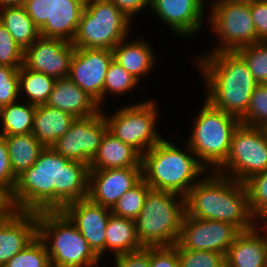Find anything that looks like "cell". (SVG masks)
I'll list each match as a JSON object with an SVG mask.
<instances>
[{"label": "cell", "instance_id": "8fae6325", "mask_svg": "<svg viewBox=\"0 0 267 267\" xmlns=\"http://www.w3.org/2000/svg\"><path fill=\"white\" fill-rule=\"evenodd\" d=\"M210 23L221 45L212 51H237L258 42L250 2H225L211 8Z\"/></svg>", "mask_w": 267, "mask_h": 267}, {"label": "cell", "instance_id": "e0dca14e", "mask_svg": "<svg viewBox=\"0 0 267 267\" xmlns=\"http://www.w3.org/2000/svg\"><path fill=\"white\" fill-rule=\"evenodd\" d=\"M62 211L76 225L88 245L101 258L105 251V230L112 214L111 210L86 198L67 204Z\"/></svg>", "mask_w": 267, "mask_h": 267}, {"label": "cell", "instance_id": "bcb514c9", "mask_svg": "<svg viewBox=\"0 0 267 267\" xmlns=\"http://www.w3.org/2000/svg\"><path fill=\"white\" fill-rule=\"evenodd\" d=\"M15 210L12 194L4 186L0 185V217L11 214Z\"/></svg>", "mask_w": 267, "mask_h": 267}, {"label": "cell", "instance_id": "44dd1931", "mask_svg": "<svg viewBox=\"0 0 267 267\" xmlns=\"http://www.w3.org/2000/svg\"><path fill=\"white\" fill-rule=\"evenodd\" d=\"M258 232L255 227L235 238L225 256L230 267H267V236Z\"/></svg>", "mask_w": 267, "mask_h": 267}, {"label": "cell", "instance_id": "7dc6e473", "mask_svg": "<svg viewBox=\"0 0 267 267\" xmlns=\"http://www.w3.org/2000/svg\"><path fill=\"white\" fill-rule=\"evenodd\" d=\"M26 0H0V8L22 7Z\"/></svg>", "mask_w": 267, "mask_h": 267}, {"label": "cell", "instance_id": "277c9868", "mask_svg": "<svg viewBox=\"0 0 267 267\" xmlns=\"http://www.w3.org/2000/svg\"><path fill=\"white\" fill-rule=\"evenodd\" d=\"M187 149L191 154L163 138L142 155L143 180L151 189L171 191L185 197L198 182L195 178L206 171L189 146Z\"/></svg>", "mask_w": 267, "mask_h": 267}, {"label": "cell", "instance_id": "b9f144b4", "mask_svg": "<svg viewBox=\"0 0 267 267\" xmlns=\"http://www.w3.org/2000/svg\"><path fill=\"white\" fill-rule=\"evenodd\" d=\"M150 267H179L177 247H150Z\"/></svg>", "mask_w": 267, "mask_h": 267}, {"label": "cell", "instance_id": "d6986e66", "mask_svg": "<svg viewBox=\"0 0 267 267\" xmlns=\"http://www.w3.org/2000/svg\"><path fill=\"white\" fill-rule=\"evenodd\" d=\"M204 0H151L150 8L178 35L199 31Z\"/></svg>", "mask_w": 267, "mask_h": 267}, {"label": "cell", "instance_id": "d4e9b609", "mask_svg": "<svg viewBox=\"0 0 267 267\" xmlns=\"http://www.w3.org/2000/svg\"><path fill=\"white\" fill-rule=\"evenodd\" d=\"M123 42L112 49L113 59L139 81L141 76L154 68V53L142 39L128 44Z\"/></svg>", "mask_w": 267, "mask_h": 267}, {"label": "cell", "instance_id": "2e32d148", "mask_svg": "<svg viewBox=\"0 0 267 267\" xmlns=\"http://www.w3.org/2000/svg\"><path fill=\"white\" fill-rule=\"evenodd\" d=\"M142 179V167L89 170L87 198L111 209L125 192Z\"/></svg>", "mask_w": 267, "mask_h": 267}, {"label": "cell", "instance_id": "7a4b0ae2", "mask_svg": "<svg viewBox=\"0 0 267 267\" xmlns=\"http://www.w3.org/2000/svg\"><path fill=\"white\" fill-rule=\"evenodd\" d=\"M198 180L185 196L188 216L227 222L241 232L257 227L252 223L254 218L244 183L227 177L226 171Z\"/></svg>", "mask_w": 267, "mask_h": 267}, {"label": "cell", "instance_id": "603a6c76", "mask_svg": "<svg viewBox=\"0 0 267 267\" xmlns=\"http://www.w3.org/2000/svg\"><path fill=\"white\" fill-rule=\"evenodd\" d=\"M142 155L125 144L108 130L102 137L99 149L90 162V170L109 168L142 167Z\"/></svg>", "mask_w": 267, "mask_h": 267}, {"label": "cell", "instance_id": "60d3db41", "mask_svg": "<svg viewBox=\"0 0 267 267\" xmlns=\"http://www.w3.org/2000/svg\"><path fill=\"white\" fill-rule=\"evenodd\" d=\"M16 182L17 177L10 166L6 140L4 136L0 135V185L4 186L12 194Z\"/></svg>", "mask_w": 267, "mask_h": 267}, {"label": "cell", "instance_id": "4fadbf2b", "mask_svg": "<svg viewBox=\"0 0 267 267\" xmlns=\"http://www.w3.org/2000/svg\"><path fill=\"white\" fill-rule=\"evenodd\" d=\"M241 231L233 224L185 216L177 244L182 249L219 252L226 256Z\"/></svg>", "mask_w": 267, "mask_h": 267}, {"label": "cell", "instance_id": "ba28073f", "mask_svg": "<svg viewBox=\"0 0 267 267\" xmlns=\"http://www.w3.org/2000/svg\"><path fill=\"white\" fill-rule=\"evenodd\" d=\"M130 22L109 0H86L72 44L75 48L112 50L126 41Z\"/></svg>", "mask_w": 267, "mask_h": 267}, {"label": "cell", "instance_id": "ffe728a7", "mask_svg": "<svg viewBox=\"0 0 267 267\" xmlns=\"http://www.w3.org/2000/svg\"><path fill=\"white\" fill-rule=\"evenodd\" d=\"M46 104L75 118L88 117L100 110L98 103L69 78L56 79Z\"/></svg>", "mask_w": 267, "mask_h": 267}, {"label": "cell", "instance_id": "681fc988", "mask_svg": "<svg viewBox=\"0 0 267 267\" xmlns=\"http://www.w3.org/2000/svg\"><path fill=\"white\" fill-rule=\"evenodd\" d=\"M219 267H230L226 262H223Z\"/></svg>", "mask_w": 267, "mask_h": 267}, {"label": "cell", "instance_id": "cb8c5ba5", "mask_svg": "<svg viewBox=\"0 0 267 267\" xmlns=\"http://www.w3.org/2000/svg\"><path fill=\"white\" fill-rule=\"evenodd\" d=\"M75 117L47 104L37 105L34 113L32 134L45 147L62 137L71 127Z\"/></svg>", "mask_w": 267, "mask_h": 267}, {"label": "cell", "instance_id": "c3c4849f", "mask_svg": "<svg viewBox=\"0 0 267 267\" xmlns=\"http://www.w3.org/2000/svg\"><path fill=\"white\" fill-rule=\"evenodd\" d=\"M252 1L253 0H215L214 2L216 3L211 4L212 5L211 7H213V5H217V4L225 3V2H252Z\"/></svg>", "mask_w": 267, "mask_h": 267}, {"label": "cell", "instance_id": "ee69618b", "mask_svg": "<svg viewBox=\"0 0 267 267\" xmlns=\"http://www.w3.org/2000/svg\"><path fill=\"white\" fill-rule=\"evenodd\" d=\"M119 267H150V247L115 256Z\"/></svg>", "mask_w": 267, "mask_h": 267}, {"label": "cell", "instance_id": "7c38bea8", "mask_svg": "<svg viewBox=\"0 0 267 267\" xmlns=\"http://www.w3.org/2000/svg\"><path fill=\"white\" fill-rule=\"evenodd\" d=\"M101 111L88 117L75 118L68 131L51 148L69 160L90 165L108 130L105 115Z\"/></svg>", "mask_w": 267, "mask_h": 267}, {"label": "cell", "instance_id": "f1b7e54d", "mask_svg": "<svg viewBox=\"0 0 267 267\" xmlns=\"http://www.w3.org/2000/svg\"><path fill=\"white\" fill-rule=\"evenodd\" d=\"M36 105L11 103L0 108L2 128L0 135L30 134L33 130Z\"/></svg>", "mask_w": 267, "mask_h": 267}, {"label": "cell", "instance_id": "7402d4cb", "mask_svg": "<svg viewBox=\"0 0 267 267\" xmlns=\"http://www.w3.org/2000/svg\"><path fill=\"white\" fill-rule=\"evenodd\" d=\"M86 0H54L53 19L40 29V36L74 40Z\"/></svg>", "mask_w": 267, "mask_h": 267}, {"label": "cell", "instance_id": "5bb4252c", "mask_svg": "<svg viewBox=\"0 0 267 267\" xmlns=\"http://www.w3.org/2000/svg\"><path fill=\"white\" fill-rule=\"evenodd\" d=\"M113 51L98 48H75L68 78L100 106L105 76Z\"/></svg>", "mask_w": 267, "mask_h": 267}, {"label": "cell", "instance_id": "836d02e7", "mask_svg": "<svg viewBox=\"0 0 267 267\" xmlns=\"http://www.w3.org/2000/svg\"><path fill=\"white\" fill-rule=\"evenodd\" d=\"M2 267H52L45 243L37 236Z\"/></svg>", "mask_w": 267, "mask_h": 267}, {"label": "cell", "instance_id": "74e56055", "mask_svg": "<svg viewBox=\"0 0 267 267\" xmlns=\"http://www.w3.org/2000/svg\"><path fill=\"white\" fill-rule=\"evenodd\" d=\"M23 61V48L14 40L7 28L0 22V65L21 67Z\"/></svg>", "mask_w": 267, "mask_h": 267}, {"label": "cell", "instance_id": "30bf717a", "mask_svg": "<svg viewBox=\"0 0 267 267\" xmlns=\"http://www.w3.org/2000/svg\"><path fill=\"white\" fill-rule=\"evenodd\" d=\"M155 106L153 101L148 100L116 110L112 117L105 116L108 131L141 155L145 154L163 139L156 133L158 111Z\"/></svg>", "mask_w": 267, "mask_h": 267}, {"label": "cell", "instance_id": "3957f363", "mask_svg": "<svg viewBox=\"0 0 267 267\" xmlns=\"http://www.w3.org/2000/svg\"><path fill=\"white\" fill-rule=\"evenodd\" d=\"M204 58V59H203ZM199 59L206 79L207 101L215 108L240 119L247 111L258 82L235 51H217Z\"/></svg>", "mask_w": 267, "mask_h": 267}, {"label": "cell", "instance_id": "484cf974", "mask_svg": "<svg viewBox=\"0 0 267 267\" xmlns=\"http://www.w3.org/2000/svg\"><path fill=\"white\" fill-rule=\"evenodd\" d=\"M108 248L114 256L143 248L138 241L135 220L110 215L105 230V251Z\"/></svg>", "mask_w": 267, "mask_h": 267}, {"label": "cell", "instance_id": "9a60e30c", "mask_svg": "<svg viewBox=\"0 0 267 267\" xmlns=\"http://www.w3.org/2000/svg\"><path fill=\"white\" fill-rule=\"evenodd\" d=\"M74 49L71 42L40 36L24 50L23 65L54 79L68 78Z\"/></svg>", "mask_w": 267, "mask_h": 267}, {"label": "cell", "instance_id": "8992f818", "mask_svg": "<svg viewBox=\"0 0 267 267\" xmlns=\"http://www.w3.org/2000/svg\"><path fill=\"white\" fill-rule=\"evenodd\" d=\"M171 191L150 189L135 219L136 234L142 247L177 244L185 216V197ZM177 197L178 199L177 202Z\"/></svg>", "mask_w": 267, "mask_h": 267}, {"label": "cell", "instance_id": "f6af8a7d", "mask_svg": "<svg viewBox=\"0 0 267 267\" xmlns=\"http://www.w3.org/2000/svg\"><path fill=\"white\" fill-rule=\"evenodd\" d=\"M111 1L129 20L139 10L151 5V0H109Z\"/></svg>", "mask_w": 267, "mask_h": 267}, {"label": "cell", "instance_id": "e575fe53", "mask_svg": "<svg viewBox=\"0 0 267 267\" xmlns=\"http://www.w3.org/2000/svg\"><path fill=\"white\" fill-rule=\"evenodd\" d=\"M239 120L244 125L267 128V83L258 84L253 90L248 109Z\"/></svg>", "mask_w": 267, "mask_h": 267}, {"label": "cell", "instance_id": "816d5d0a", "mask_svg": "<svg viewBox=\"0 0 267 267\" xmlns=\"http://www.w3.org/2000/svg\"><path fill=\"white\" fill-rule=\"evenodd\" d=\"M115 263H116V264H115V267H119V266H118V263H117V261H116V260H115Z\"/></svg>", "mask_w": 267, "mask_h": 267}, {"label": "cell", "instance_id": "4316f807", "mask_svg": "<svg viewBox=\"0 0 267 267\" xmlns=\"http://www.w3.org/2000/svg\"><path fill=\"white\" fill-rule=\"evenodd\" d=\"M11 169L16 177L36 162L45 146L32 133L4 136Z\"/></svg>", "mask_w": 267, "mask_h": 267}, {"label": "cell", "instance_id": "83f0119b", "mask_svg": "<svg viewBox=\"0 0 267 267\" xmlns=\"http://www.w3.org/2000/svg\"><path fill=\"white\" fill-rule=\"evenodd\" d=\"M0 22L25 50L40 37V30L22 7H6L0 12Z\"/></svg>", "mask_w": 267, "mask_h": 267}, {"label": "cell", "instance_id": "1f68e13d", "mask_svg": "<svg viewBox=\"0 0 267 267\" xmlns=\"http://www.w3.org/2000/svg\"><path fill=\"white\" fill-rule=\"evenodd\" d=\"M248 192L249 206L254 219L267 224V170L253 175L244 182Z\"/></svg>", "mask_w": 267, "mask_h": 267}, {"label": "cell", "instance_id": "f35d334b", "mask_svg": "<svg viewBox=\"0 0 267 267\" xmlns=\"http://www.w3.org/2000/svg\"><path fill=\"white\" fill-rule=\"evenodd\" d=\"M19 68L0 65V108L15 103L19 97Z\"/></svg>", "mask_w": 267, "mask_h": 267}, {"label": "cell", "instance_id": "5b68a950", "mask_svg": "<svg viewBox=\"0 0 267 267\" xmlns=\"http://www.w3.org/2000/svg\"><path fill=\"white\" fill-rule=\"evenodd\" d=\"M37 219L38 237L46 245L52 267L98 266L100 257L62 210L37 212Z\"/></svg>", "mask_w": 267, "mask_h": 267}, {"label": "cell", "instance_id": "ab89813d", "mask_svg": "<svg viewBox=\"0 0 267 267\" xmlns=\"http://www.w3.org/2000/svg\"><path fill=\"white\" fill-rule=\"evenodd\" d=\"M23 7L39 30L53 19L54 0H26Z\"/></svg>", "mask_w": 267, "mask_h": 267}, {"label": "cell", "instance_id": "7bdbcfd3", "mask_svg": "<svg viewBox=\"0 0 267 267\" xmlns=\"http://www.w3.org/2000/svg\"><path fill=\"white\" fill-rule=\"evenodd\" d=\"M250 12L257 31L258 42L267 41V0L250 2Z\"/></svg>", "mask_w": 267, "mask_h": 267}, {"label": "cell", "instance_id": "d590c367", "mask_svg": "<svg viewBox=\"0 0 267 267\" xmlns=\"http://www.w3.org/2000/svg\"><path fill=\"white\" fill-rule=\"evenodd\" d=\"M139 81L123 68L116 60L112 59L105 76L102 101L106 93L125 94V91H131Z\"/></svg>", "mask_w": 267, "mask_h": 267}, {"label": "cell", "instance_id": "9c48e42d", "mask_svg": "<svg viewBox=\"0 0 267 267\" xmlns=\"http://www.w3.org/2000/svg\"><path fill=\"white\" fill-rule=\"evenodd\" d=\"M223 169L232 172L231 179L242 183L253 175L266 171V129L240 123L232 133L228 157L216 172H222Z\"/></svg>", "mask_w": 267, "mask_h": 267}, {"label": "cell", "instance_id": "4dcf8cb0", "mask_svg": "<svg viewBox=\"0 0 267 267\" xmlns=\"http://www.w3.org/2000/svg\"><path fill=\"white\" fill-rule=\"evenodd\" d=\"M151 187L142 179L136 186L125 192L110 209L115 216L135 220L140 214L146 195Z\"/></svg>", "mask_w": 267, "mask_h": 267}, {"label": "cell", "instance_id": "d6a6232c", "mask_svg": "<svg viewBox=\"0 0 267 267\" xmlns=\"http://www.w3.org/2000/svg\"><path fill=\"white\" fill-rule=\"evenodd\" d=\"M246 63L258 84L267 83V41L244 46L235 51Z\"/></svg>", "mask_w": 267, "mask_h": 267}, {"label": "cell", "instance_id": "8d00e7d4", "mask_svg": "<svg viewBox=\"0 0 267 267\" xmlns=\"http://www.w3.org/2000/svg\"><path fill=\"white\" fill-rule=\"evenodd\" d=\"M175 246L179 267H219L225 262V256L219 252L182 249L178 244Z\"/></svg>", "mask_w": 267, "mask_h": 267}, {"label": "cell", "instance_id": "52a82bcc", "mask_svg": "<svg viewBox=\"0 0 267 267\" xmlns=\"http://www.w3.org/2000/svg\"><path fill=\"white\" fill-rule=\"evenodd\" d=\"M239 124L237 117L213 107L205 100L194 123L188 146L206 169L212 165L216 171L226 161L232 133Z\"/></svg>", "mask_w": 267, "mask_h": 267}, {"label": "cell", "instance_id": "f907efd6", "mask_svg": "<svg viewBox=\"0 0 267 267\" xmlns=\"http://www.w3.org/2000/svg\"><path fill=\"white\" fill-rule=\"evenodd\" d=\"M264 229H262V230H267V224H265V227H263Z\"/></svg>", "mask_w": 267, "mask_h": 267}, {"label": "cell", "instance_id": "ac0fdd59", "mask_svg": "<svg viewBox=\"0 0 267 267\" xmlns=\"http://www.w3.org/2000/svg\"><path fill=\"white\" fill-rule=\"evenodd\" d=\"M38 236L36 212L15 210L0 217V267Z\"/></svg>", "mask_w": 267, "mask_h": 267}, {"label": "cell", "instance_id": "f546056e", "mask_svg": "<svg viewBox=\"0 0 267 267\" xmlns=\"http://www.w3.org/2000/svg\"><path fill=\"white\" fill-rule=\"evenodd\" d=\"M19 90L27 94L28 103L33 105L46 104L53 90L56 79L41 72H34L22 65L18 70Z\"/></svg>", "mask_w": 267, "mask_h": 267}, {"label": "cell", "instance_id": "6da1fadb", "mask_svg": "<svg viewBox=\"0 0 267 267\" xmlns=\"http://www.w3.org/2000/svg\"><path fill=\"white\" fill-rule=\"evenodd\" d=\"M89 165L69 160L45 147L34 165L17 177L12 192L15 209L57 211L88 196Z\"/></svg>", "mask_w": 267, "mask_h": 267}]
</instances>
